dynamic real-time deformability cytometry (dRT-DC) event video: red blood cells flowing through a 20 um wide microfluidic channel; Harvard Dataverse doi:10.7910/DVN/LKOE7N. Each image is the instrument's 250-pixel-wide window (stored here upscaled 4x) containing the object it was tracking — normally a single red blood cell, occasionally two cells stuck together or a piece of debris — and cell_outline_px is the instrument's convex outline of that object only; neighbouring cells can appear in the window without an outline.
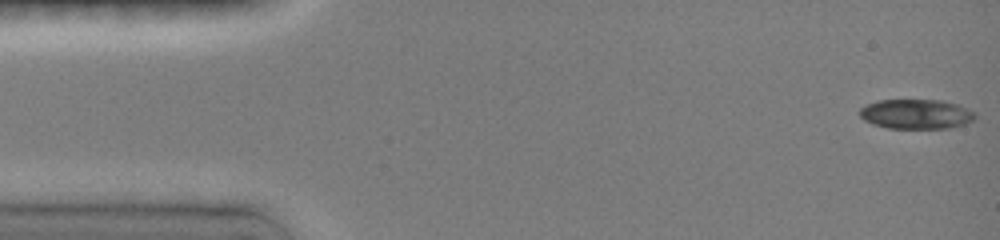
{"species": "common noctule bat (a hibernating species)", "species_latin": "Nyctalus noctula", "temperature_condition": "room temperature", "stored_images_in_passage": 31, "camera_frame_rate_fps": 3000, "um_per_image_px": 0.085, "animal": {"sex": "female", "body_mass_g": 19.0, "forearm_length_mm": 51.5}, "frame": {"image": 1, "passage_image": 1, "time_ms": 0.0, "image_size_px": [1000, 240], "cell_outline_px": [[976, 116], [972, 120], [964, 124], [948, 128], [888, 128], [872, 124], [864, 120], [860, 116], [860, 108], [876, 100], [940, 100], [956, 104], [976, 112]], "centroid_in_image_um": [77.86, 9.69], "position_along_channel_um": 7.1, "area_um2": 19.88}}
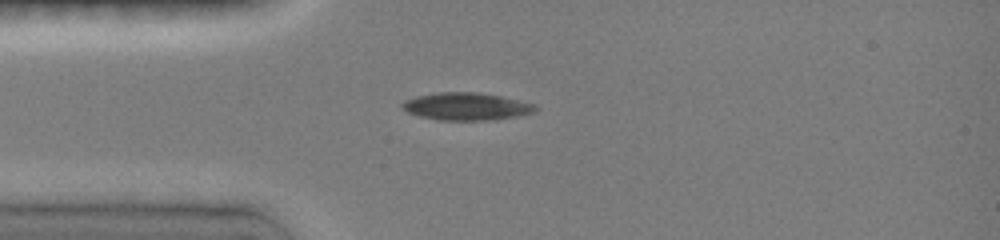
{"frame": {"image": 2, "passage_image": 16, "time_ms": 3.667, "image_size_px": [1000, 240], "cell_outline_px": [[540, 108], [536, 112], [516, 116], [492, 120], [440, 120], [420, 116], [408, 112], [400, 108], [400, 104], [404, 100], [416, 96], [440, 92], [476, 92], [500, 96], [536, 104]], "centroid_in_image_um": [39.65, 9.05], "position_along_channel_um": 45.4, "area_um2": 21.44}}
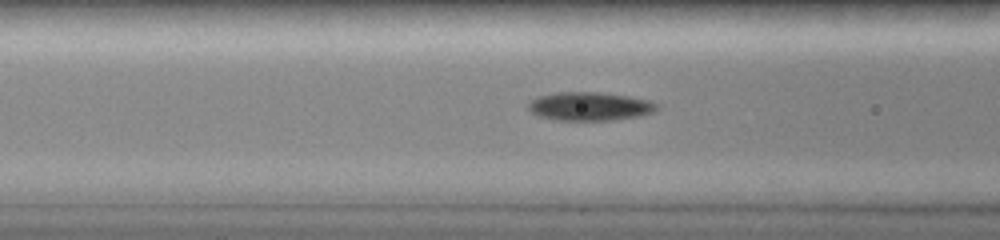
{"frame": {"image": 3, "passage_image": 24, "time_ms": 5.667, "image_size_px": [1000, 240], "cell_outline_px": [[656, 112], [640, 116], [616, 120], [556, 120], [536, 116], [528, 108], [528, 104], [532, 100], [540, 96], [560, 92], [596, 92], [628, 96], [648, 100], [656, 104]], "centroid_in_image_um": [50.13, 9.05], "position_along_channel_um": 116.5, "area_um2": 21.27}}